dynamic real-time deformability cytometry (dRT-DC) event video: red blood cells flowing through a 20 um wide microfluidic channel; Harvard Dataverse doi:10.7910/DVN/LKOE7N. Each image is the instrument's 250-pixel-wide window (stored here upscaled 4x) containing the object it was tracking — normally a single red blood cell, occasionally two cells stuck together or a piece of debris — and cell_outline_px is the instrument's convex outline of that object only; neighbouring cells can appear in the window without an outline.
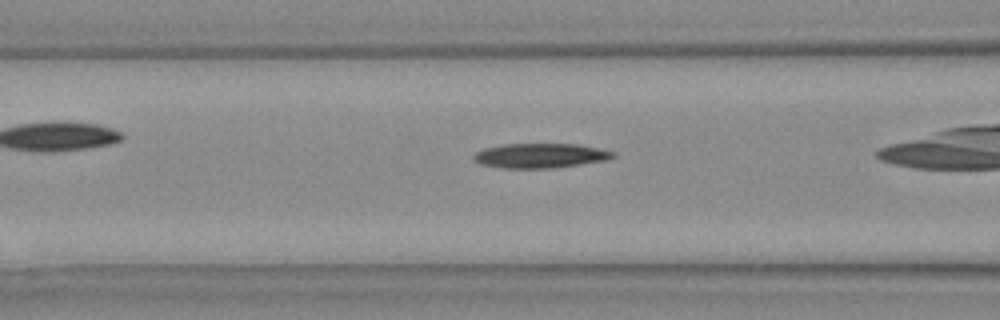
{"species": "Egyptian fruit bat (a non-hibernating species)", "species_latin": "Rousettus aegyptiacus", "temperature_condition": "warm", "stored_images_in_passage": 5, "camera_frame_rate_fps": 3000, "um_per_image_px": 0.085, "animal": {"sex": "female"}, "frame": {"image": 1, "passage_image": 4, "time_ms": 1.0, "image_size_px": [1000, 320], "cell_outline_px": [[616, 156], [608, 160], [552, 168], [504, 168], [480, 164], [472, 156], [476, 152], [484, 148], [504, 144], [576, 144], [616, 152]], "centroid_in_image_um": [45.93, 13.23], "position_along_channel_um": 120.7, "area_um2": 19.88}}